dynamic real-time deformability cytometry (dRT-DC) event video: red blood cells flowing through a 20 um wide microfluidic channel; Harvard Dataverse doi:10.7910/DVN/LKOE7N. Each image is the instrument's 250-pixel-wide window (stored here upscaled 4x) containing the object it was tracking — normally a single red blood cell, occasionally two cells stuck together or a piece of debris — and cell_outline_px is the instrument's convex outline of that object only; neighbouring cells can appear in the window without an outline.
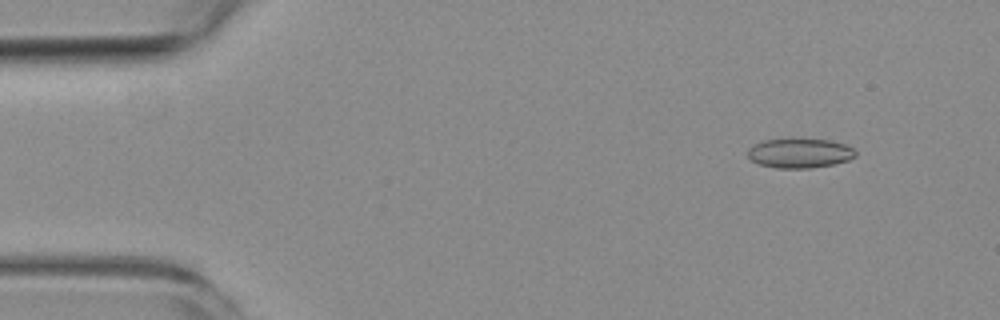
{"species": "common noctule bat (a hibernating species)", "species_latin": "Nyctalus noctula", "temperature_condition": "room temperature", "stored_images_in_passage": 6, "segment_of_instrument_passage": [2, 2], "camera_frame_rate_fps": 3000, "um_per_image_px": 0.085, "animal": {"sex": "female", "body_mass_g": 19.3, "forearm_length_mm": 54.1}, "frame": {"image": 1, "passage_image": 6, "time_ms": 5.667, "image_size_px": [1000, 320], "cell_outline_px": [[856, 156], [848, 160], [832, 164], [812, 168], [776, 168], [760, 164], [752, 160], [748, 156], [748, 148], [764, 140], [828, 140], [844, 144], [852, 148], [856, 152]], "centroid_in_image_um": [67.98, 13.04], "position_along_channel_um": 17.0, "area_um2": 18.09}}